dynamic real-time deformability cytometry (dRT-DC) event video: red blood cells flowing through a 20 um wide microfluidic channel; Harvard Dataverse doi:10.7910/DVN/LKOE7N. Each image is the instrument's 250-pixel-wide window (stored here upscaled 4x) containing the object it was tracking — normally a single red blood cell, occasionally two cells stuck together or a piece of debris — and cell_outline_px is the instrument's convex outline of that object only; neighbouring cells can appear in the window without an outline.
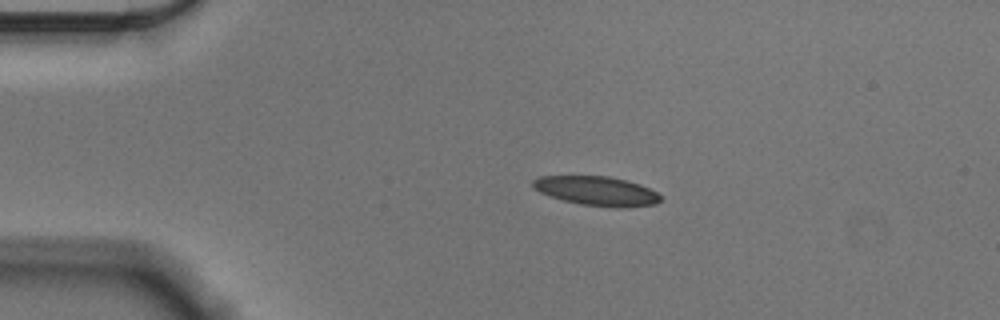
{"species": "Egyptian fruit bat (a non-hibernating species)", "species_latin": "Rousettus aegyptiacus", "temperature_condition": "cold", "stored_images_in_passage": 45, "camera_frame_rate_fps": 3000, "um_per_image_px": 0.085, "animal": {"sex": "male"}, "frame": {"image": 1, "passage_image": 1, "time_ms": 0.0, "image_size_px": [1000, 320], "cell_outline_px": [[660, 200], [656, 204], [620, 208], [616, 208], [580, 204], [548, 196], [532, 188], [532, 180], [536, 176], [608, 176], [628, 180], [640, 184], [656, 192], [660, 196]], "centroid_in_image_um": [50.68, 16.22], "position_along_channel_um": 34.3, "area_um2": 21.91}}
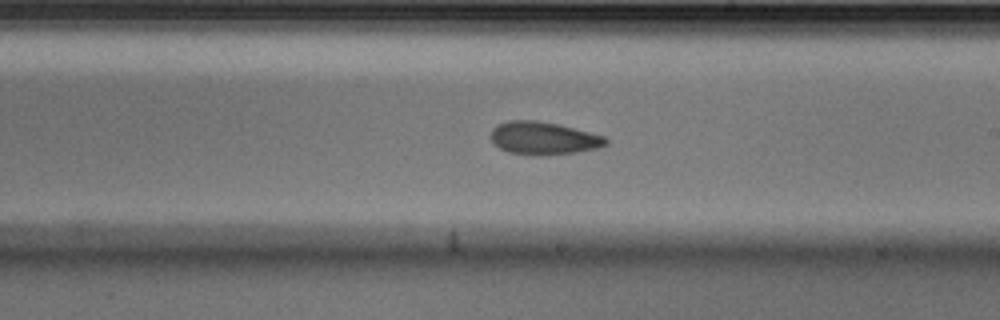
{"frame": {"image": 2, "passage_image": 22, "time_ms": 7.0, "image_size_px": [1000, 320], "cell_outline_px": [[608, 144], [600, 148], [576, 152], [540, 156], [536, 156], [508, 152], [500, 148], [488, 136], [492, 128], [496, 124], [508, 120], [536, 120], [556, 124], [604, 136], [608, 140]], "centroid_in_image_um": [46.16, 11.75], "position_along_channel_um": 242.8, "area_um2": 22.14}}
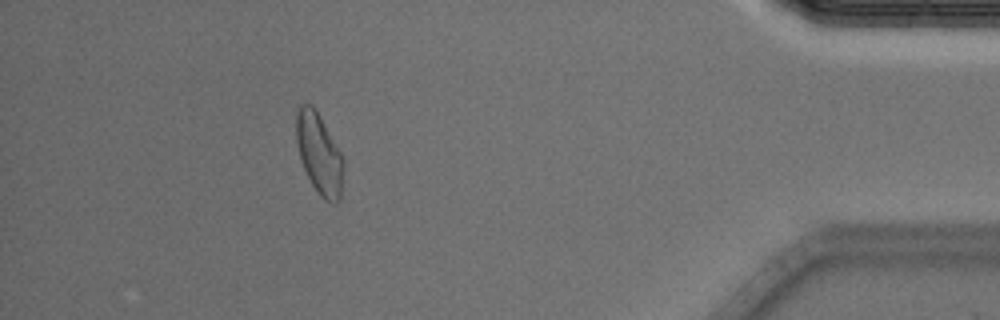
{"frame": {"image": 3, "passage_image": 40, "time_ms": 13.0, "image_size_px": [1000, 320], "cell_outline_px": [[344, 164], [340, 200], [336, 204], [332, 204], [324, 200], [316, 192], [300, 160], [296, 140], [296, 116], [300, 104], [312, 104], [316, 108], [340, 152], [344, 160]], "centroid_in_image_um": [27.13, 13.09], "position_along_channel_um": 408.1, "area_um2": 22.37}, "authors_computed_cell_mechanics": {"area_um2": 22.3108, "velocity_mm_per_s": 3.5784, "shape_relaxation_time_tau1_ms": 7.199, "shape_relaxation_time_tau2_ms": 3.792, "deformation_change_tau1": 0.1548, "deformation_change_tau2": 0.0975}}